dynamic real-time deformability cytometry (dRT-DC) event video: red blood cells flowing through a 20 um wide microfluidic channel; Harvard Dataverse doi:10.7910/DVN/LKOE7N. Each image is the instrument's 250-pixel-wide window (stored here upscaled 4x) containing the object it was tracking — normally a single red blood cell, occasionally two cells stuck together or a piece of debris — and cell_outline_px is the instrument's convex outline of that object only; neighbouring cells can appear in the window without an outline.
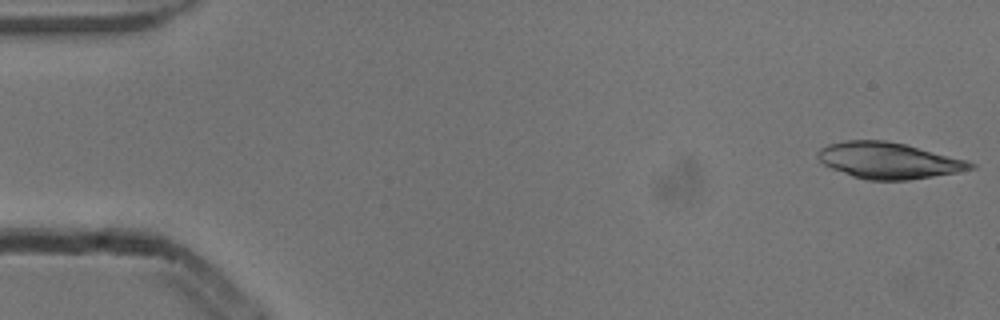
{"species": "common noctule bat (a hibernating species)", "species_latin": "Nyctalus noctula", "temperature_condition": "cold", "stored_images_in_passage": 4, "camera_frame_rate_fps": 3000, "um_per_image_px": 0.085, "animal": {"sex": "male", "body_mass_g": 13.3}, "frame": {"image": 1, "passage_image": 1, "time_ms": 0.0, "image_size_px": [1000, 320], "cell_outline_px": [[976, 168], [956, 172], [908, 180], [868, 180], [852, 176], [832, 168], [824, 164], [816, 156], [816, 152], [820, 148], [828, 144], [844, 140], [884, 140], [904, 144], [968, 160], [976, 164]], "centroid_in_image_um": [75.52, 13.64], "position_along_channel_um": 9.5, "area_um2": 32.08}}